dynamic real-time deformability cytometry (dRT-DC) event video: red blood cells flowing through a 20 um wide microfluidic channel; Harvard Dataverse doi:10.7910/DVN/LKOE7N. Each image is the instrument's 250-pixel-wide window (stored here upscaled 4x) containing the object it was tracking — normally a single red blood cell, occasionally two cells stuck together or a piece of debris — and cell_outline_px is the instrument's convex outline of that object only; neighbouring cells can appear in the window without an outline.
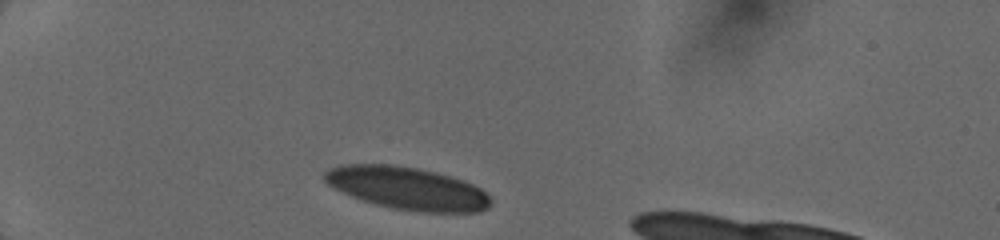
{"species": "human", "species_latin": "Homo sapiens", "temperature_condition": "cold", "stored_images_in_passage": 5, "camera_frame_rate_fps": 3000, "um_per_image_px": 0.085, "donor": {"sex": "female"}, "frame": {"image": 1, "passage_image": 1, "time_ms": 0.0, "image_size_px": [1000, 240], "cell_outline_px": [[492, 204], [488, 208], [480, 212], [420, 212], [392, 208], [360, 200], [328, 184], [324, 180], [324, 172], [332, 168], [344, 164], [392, 164], [420, 168], [452, 176], [464, 180], [480, 188], [492, 200]], "centroid_in_image_um": [34.66, 16.0], "position_along_channel_um": 50.3, "area_um2": 41.33}}
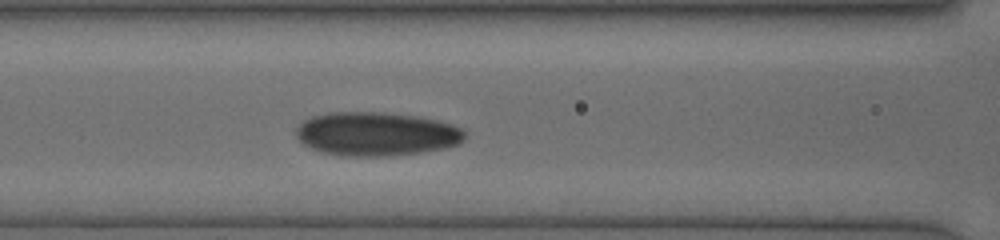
{"frame": {"image": 2, "passage_image": 5, "time_ms": 3.0, "image_size_px": [1000, 240], "cell_outline_px": [[464, 140], [460, 144], [448, 148], [420, 152], [388, 156], [344, 156], [320, 152], [308, 148], [296, 136], [296, 128], [304, 120], [312, 116], [328, 112], [384, 112], [416, 116], [436, 120], [452, 124], [460, 128], [464, 132]], "centroid_in_image_um": [31.97, 11.39], "position_along_channel_um": 134.6, "area_um2": 43.29}}